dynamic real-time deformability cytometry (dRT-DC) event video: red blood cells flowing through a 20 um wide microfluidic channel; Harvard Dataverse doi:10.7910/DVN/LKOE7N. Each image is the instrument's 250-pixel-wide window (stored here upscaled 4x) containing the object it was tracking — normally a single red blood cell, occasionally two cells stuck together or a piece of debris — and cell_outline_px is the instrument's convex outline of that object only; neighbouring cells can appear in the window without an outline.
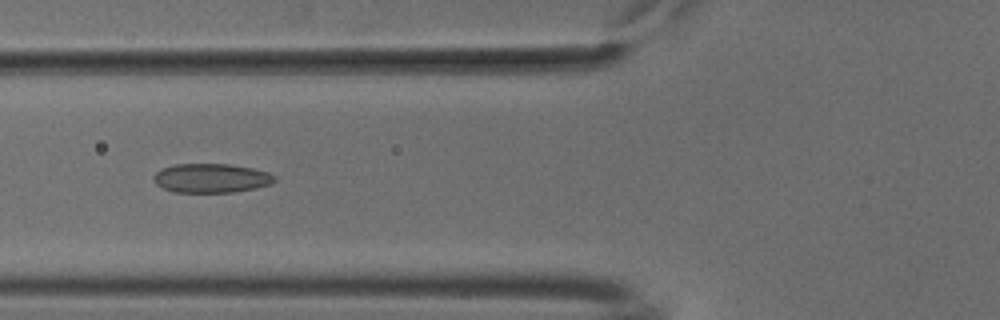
{"species": "common noctule bat (a hibernating species)", "species_latin": "Nyctalus noctula", "temperature_condition": "cold", "stored_images_in_passage": 51, "camera_frame_rate_fps": 3000, "um_per_image_px": 0.085, "animal": {"sex": "male", "body_mass_g": 18.8}, "frame": {"image": 1, "passage_image": 18, "time_ms": 5.667, "image_size_px": [1000, 320], "cell_outline_px": [[276, 180], [272, 184], [256, 188], [236, 192], [176, 192], [164, 188], [156, 184], [152, 180], [152, 176], [156, 172], [164, 168], [176, 164], [232, 164], [252, 168], [268, 172], [276, 176]], "centroid_in_image_um": [17.99, 15.14], "position_along_channel_um": 107.8, "area_um2": 20.63}}
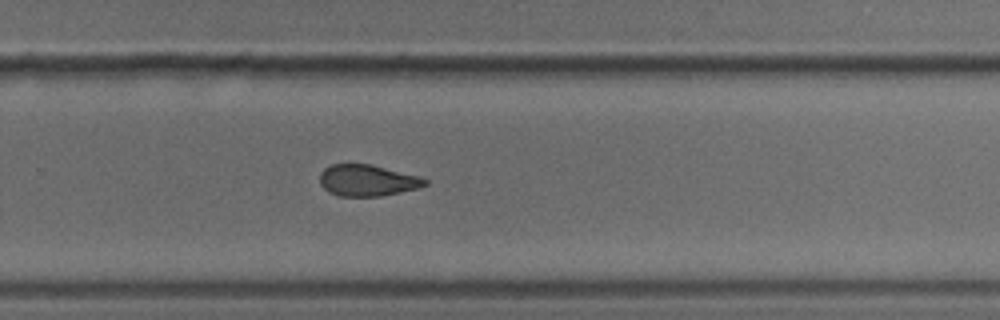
{"frame": {"image": 2, "passage_image": 33, "time_ms": 10.667, "image_size_px": [1000, 320], "cell_outline_px": [[428, 184], [416, 188], [400, 192], [380, 196], [340, 196], [328, 192], [320, 184], [320, 172], [324, 168], [332, 164], [372, 164], [420, 176], [428, 180]], "centroid_in_image_um": [31.22, 15.32], "position_along_channel_um": 298.6, "area_um2": 19.31}}
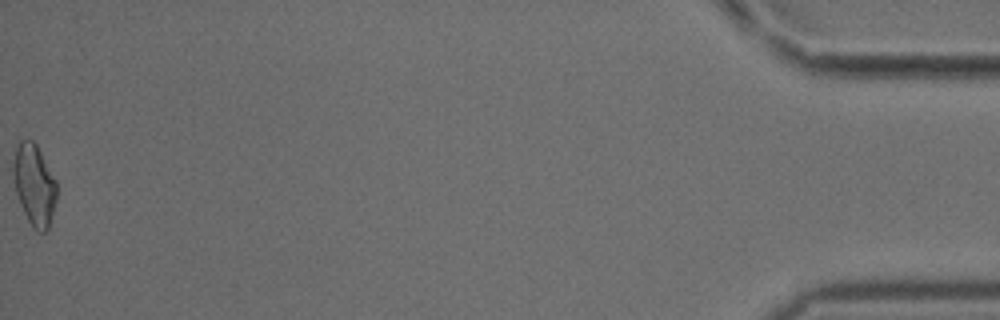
{"frame": {"image": 3, "passage_image": 51, "time_ms": 16.667, "image_size_px": [1000, 320], "cell_outline_px": [[56, 200], [48, 228], [44, 232], [40, 232], [32, 228], [20, 204], [16, 192], [12, 176], [12, 164], [16, 144], [20, 140], [32, 140], [36, 144], [56, 180]], "centroid_in_image_um": [2.88, 15.69], "position_along_channel_um": 432.3, "area_um2": 20.58}, "authors_computed_cell_mechanics": {"area_um2": 20.23, "velocity_mm_per_s": 3.8114, "shape_relaxation_time_tau1_ms": 5.3885, "shape_relaxation_time_tau2_ms": 3.503, "deformation_change_tau1": 0.1017, "deformation_change_tau2": 0.1001}}